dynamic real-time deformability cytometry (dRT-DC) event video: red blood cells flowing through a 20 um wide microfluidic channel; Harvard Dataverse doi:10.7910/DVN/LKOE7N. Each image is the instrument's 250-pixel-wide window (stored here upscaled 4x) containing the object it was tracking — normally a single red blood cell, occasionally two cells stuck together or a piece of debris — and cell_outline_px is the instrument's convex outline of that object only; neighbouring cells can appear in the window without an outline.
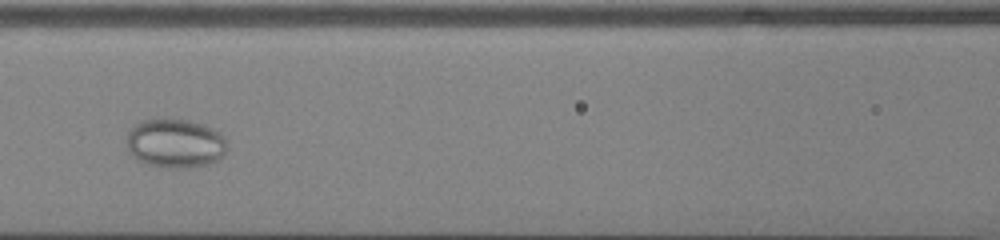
{"species": "common noctule bat (a hibernating species)", "species_latin": "Nyctalus noctula", "temperature_condition": "cold", "stored_images_in_passage": 40, "camera_frame_rate_fps": 3000, "um_per_image_px": 0.085, "animal": {"sex": "male", "body_mass_g": 13.0, "forearm_length_mm": 53.1}, "frame": {"image": 1, "passage_image": 12, "time_ms": 3.667, "image_size_px": [1000, 240], "cell_outline_px": [[228, 148], [224, 156], [208, 164], [188, 168], [168, 168], [144, 164], [136, 160], [128, 148], [128, 132], [140, 120], [188, 120], [204, 124], [220, 132], [224, 136]], "centroid_in_image_um": [14.93, 12.21], "position_along_channel_um": 151.7, "area_um2": 28.78}}
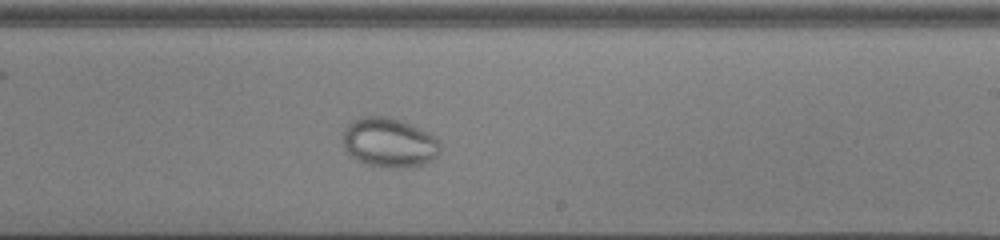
{"frame": {"image": 2, "passage_image": 20, "time_ms": 6.333, "image_size_px": [1000, 240], "cell_outline_px": [[440, 152], [432, 160], [424, 164], [404, 168], [392, 168], [368, 164], [352, 156], [348, 152], [344, 144], [344, 128], [352, 120], [360, 116], [388, 116], [400, 120], [420, 128], [436, 136], [440, 140]], "centroid_in_image_um": [33.12, 12.1], "position_along_channel_um": 255.9, "area_um2": 28.09}}
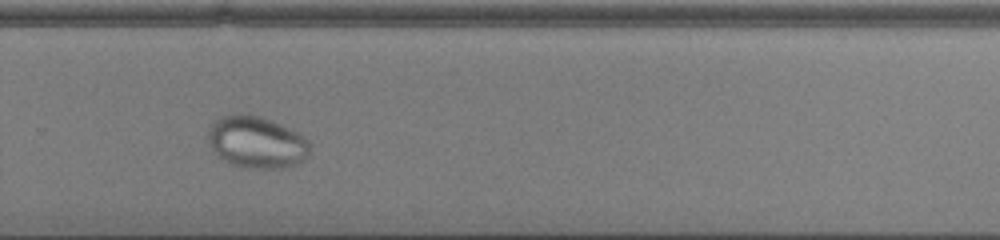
{"frame": {"image": 3, "passage_image": 24, "time_ms": 7.667, "image_size_px": [1000, 240], "cell_outline_px": [[308, 156], [300, 164], [280, 168], [244, 168], [228, 164], [216, 156], [208, 140], [208, 124], [224, 116], [240, 112], [244, 112], [260, 116], [272, 120], [304, 136], [308, 140]], "centroid_in_image_um": [21.77, 12.09], "position_along_channel_um": 308.0, "area_um2": 31.27}}